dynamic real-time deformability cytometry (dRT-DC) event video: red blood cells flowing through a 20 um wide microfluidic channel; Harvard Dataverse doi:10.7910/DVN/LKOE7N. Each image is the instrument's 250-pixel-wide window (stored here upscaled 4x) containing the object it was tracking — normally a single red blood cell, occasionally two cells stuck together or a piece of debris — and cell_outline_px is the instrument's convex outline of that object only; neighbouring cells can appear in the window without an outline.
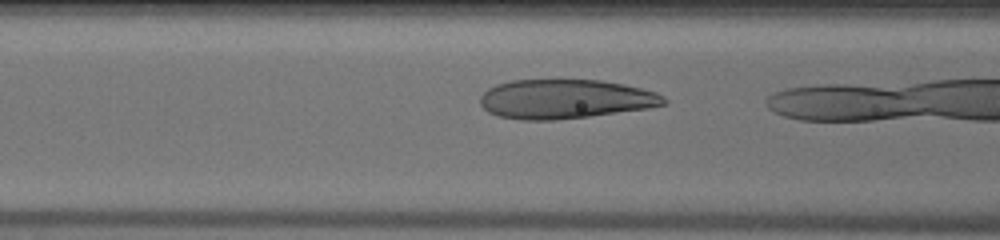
{"species": "human", "species_latin": "Homo sapiens", "temperature_condition": "warm", "stored_images_in_passage": 4, "camera_frame_rate_fps": 3000, "um_per_image_px": 0.085, "donor": {"sex": "male"}, "frame": {"image": 1, "passage_image": 3, "time_ms": 0.667, "image_size_px": [1000, 240], "cell_outline_px": [[668, 104], [648, 108], [588, 116], [556, 120], [520, 120], [496, 116], [488, 112], [480, 104], [480, 96], [488, 88], [496, 84], [512, 80], [600, 80], [624, 84], [656, 92], [664, 96], [668, 100]], "centroid_in_image_um": [48.03, 8.42], "position_along_channel_um": 118.6, "area_um2": 42.19}}